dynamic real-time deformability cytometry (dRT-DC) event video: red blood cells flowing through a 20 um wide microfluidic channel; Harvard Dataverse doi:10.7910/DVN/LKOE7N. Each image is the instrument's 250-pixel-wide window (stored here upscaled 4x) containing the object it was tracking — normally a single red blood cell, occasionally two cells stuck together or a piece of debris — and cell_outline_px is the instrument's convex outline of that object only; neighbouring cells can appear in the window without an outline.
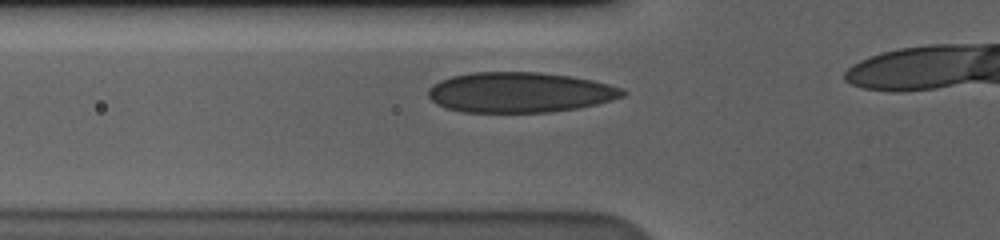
{"species": "human", "species_latin": "Homo sapiens", "temperature_condition": "cold", "stored_images_in_passage": 20, "camera_frame_rate_fps": 3000, "um_per_image_px": 0.085, "donor": {"sex": "male"}, "frame": {"image": 1, "passage_image": 4, "time_ms": 1.0, "image_size_px": [1000, 240], "cell_outline_px": [[628, 92], [624, 96], [612, 100], [580, 108], [552, 112], [464, 112], [448, 108], [436, 104], [428, 96], [428, 88], [432, 84], [440, 80], [452, 76], [472, 72], [540, 72], [572, 76], [592, 80], [624, 88]], "centroid_in_image_um": [44.21, 7.85], "position_along_channel_um": 81.6, "area_um2": 45.95}}
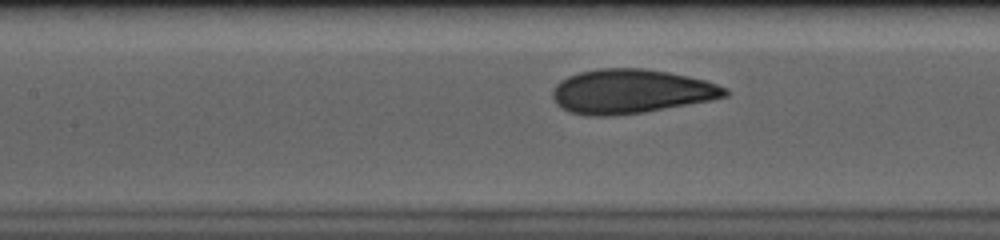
{"frame": {"image": 2, "passage_image": 10, "time_ms": 3.0, "image_size_px": [1000, 240], "cell_outline_px": [[728, 96], [712, 100], [644, 112], [612, 116], [588, 116], [568, 112], [556, 104], [552, 96], [552, 88], [560, 80], [568, 76], [580, 72], [600, 68], [644, 68], [668, 72], [688, 76], [704, 80], [728, 88]], "centroid_in_image_um": [53.6, 7.77], "position_along_channel_um": 153.8, "area_um2": 44.68}}
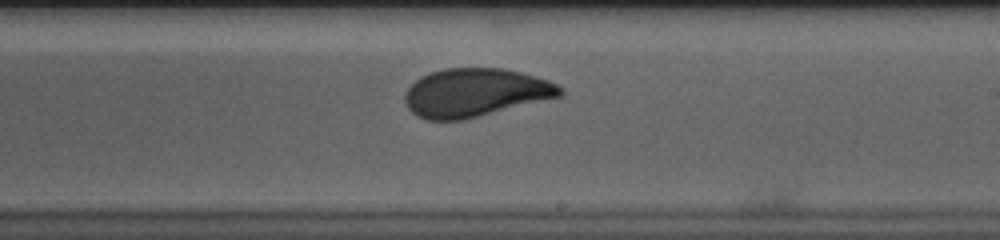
{"frame": {"image": 3, "passage_image": 18, "time_ms": 5.667, "image_size_px": [1000, 240], "cell_outline_px": [[564, 96], [460, 120], [428, 120], [412, 112], [408, 108], [404, 100], [404, 92], [416, 80], [432, 72], [444, 68], [504, 68], [520, 72], [548, 80], [564, 88]], "centroid_in_image_um": [40.43, 7.87], "position_along_channel_um": 248.6, "area_um2": 43.52}}